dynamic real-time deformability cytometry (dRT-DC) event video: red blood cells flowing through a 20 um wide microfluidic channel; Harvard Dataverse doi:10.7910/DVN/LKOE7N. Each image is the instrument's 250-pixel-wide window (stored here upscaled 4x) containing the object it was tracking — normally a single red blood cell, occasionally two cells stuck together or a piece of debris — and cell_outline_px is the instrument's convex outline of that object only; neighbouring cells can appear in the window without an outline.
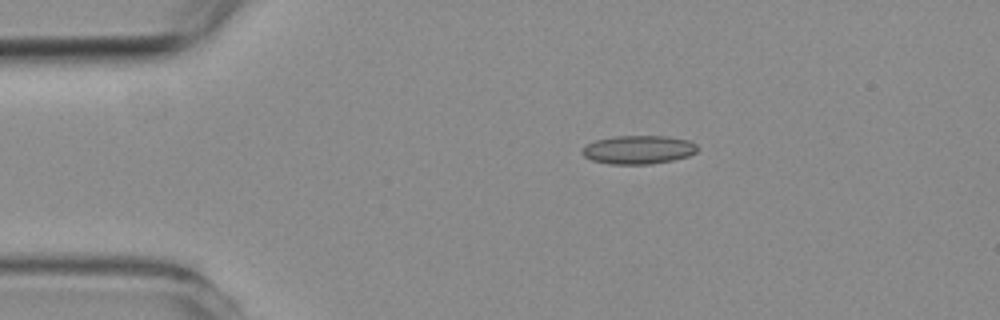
{"species": "common noctule bat (a hibernating species)", "species_latin": "Nyctalus noctula", "temperature_condition": "room temperature", "stored_images_in_passage": 3, "camera_frame_rate_fps": 3000, "um_per_image_px": 0.085, "animal": {"sex": "female", "body_mass_g": 19.3, "forearm_length_mm": 54.1}, "frame": {"image": 1, "passage_image": 1, "time_ms": 0.0, "image_size_px": [1000, 320], "cell_outline_px": [[700, 148], [696, 152], [688, 156], [672, 160], [648, 164], [612, 164], [592, 160], [584, 156], [580, 152], [580, 148], [596, 140], [616, 136], [668, 136], [692, 140]], "centroid_in_image_um": [54.29, 12.71], "position_along_channel_um": 30.7, "area_um2": 19.31}}
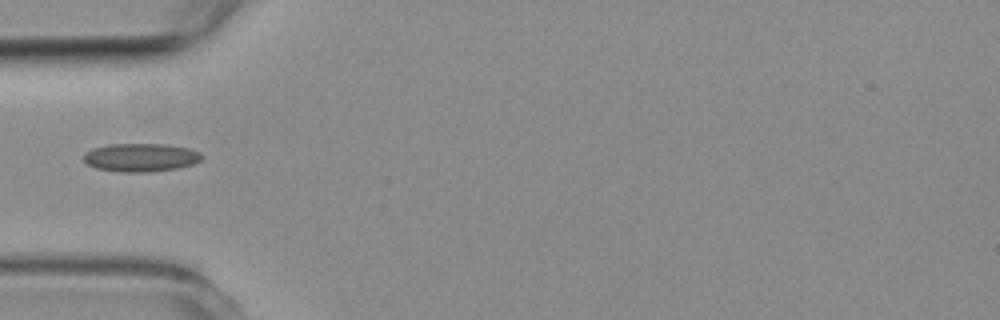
{"frame": {"image": 2, "passage_image": 3, "time_ms": 2.333, "image_size_px": [1000, 320], "cell_outline_px": [[204, 156], [200, 160], [192, 164], [176, 168], [144, 172], [120, 172], [96, 168], [88, 164], [84, 160], [84, 152], [92, 148], [108, 144], [164, 144], [188, 148], [200, 152]], "centroid_in_image_um": [11.94, 13.37], "position_along_channel_um": 73.1, "area_um2": 19.42}}